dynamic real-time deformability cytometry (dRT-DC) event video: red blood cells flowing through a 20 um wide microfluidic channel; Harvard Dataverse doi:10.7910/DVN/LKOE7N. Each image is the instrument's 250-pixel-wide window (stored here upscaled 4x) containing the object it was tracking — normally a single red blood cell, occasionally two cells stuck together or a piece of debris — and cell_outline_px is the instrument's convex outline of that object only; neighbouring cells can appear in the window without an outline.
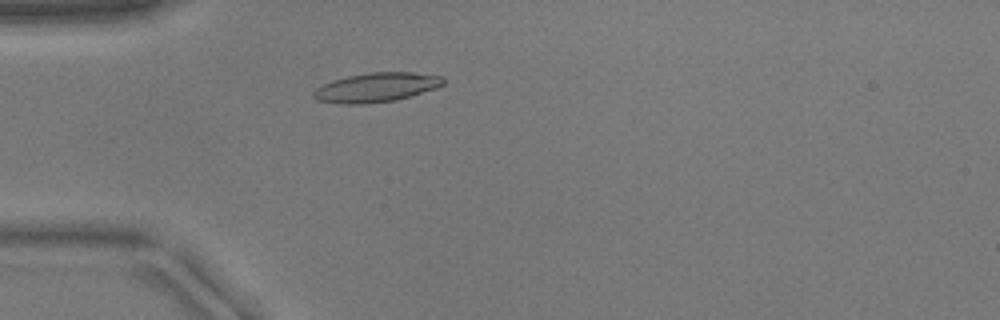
{"species": "common noctule bat (a hibernating species)", "species_latin": "Nyctalus noctula", "temperature_condition": "warm", "stored_images_in_passage": 8, "camera_frame_rate_fps": 3000, "um_per_image_px": 0.085, "animal": {"sex": "male", "body_mass_g": 17.9}, "frame": {"image": 1, "passage_image": 3, "time_ms": 0.667, "image_size_px": [1000, 320], "cell_outline_px": [[444, 84], [436, 88], [412, 96], [396, 100], [364, 104], [340, 104], [320, 100], [312, 96], [312, 92], [316, 88], [332, 80], [348, 76], [368, 72], [412, 72], [444, 76]], "centroid_in_image_um": [32.01, 7.42], "position_along_channel_um": 53.0, "area_um2": 22.25}}